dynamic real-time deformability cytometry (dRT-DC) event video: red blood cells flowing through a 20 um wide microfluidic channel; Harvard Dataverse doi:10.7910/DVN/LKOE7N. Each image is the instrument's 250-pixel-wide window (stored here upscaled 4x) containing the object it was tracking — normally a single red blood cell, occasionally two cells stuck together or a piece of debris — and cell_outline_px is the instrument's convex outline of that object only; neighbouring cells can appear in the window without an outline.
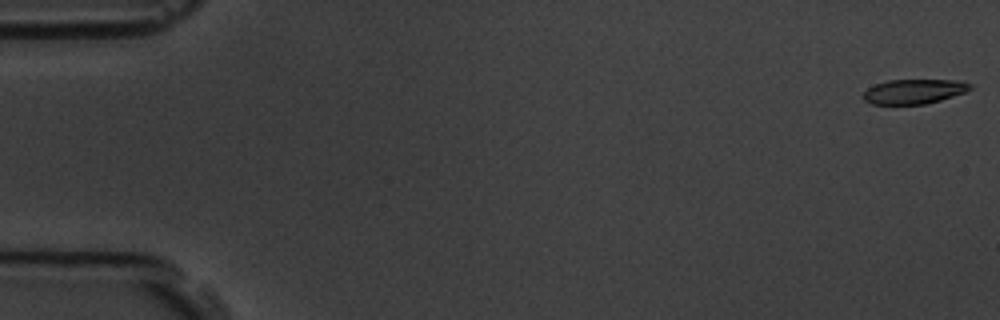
{"species": "common noctule bat (a hibernating species)", "species_latin": "Nyctalus noctula", "temperature_condition": "room temperature", "stored_images_in_passage": 58, "camera_frame_rate_fps": 3000, "um_per_image_px": 0.085, "animal": {"sex": "male", "body_mass_g": 19.5, "forearm_length_mm": 54.6}, "frame": {"image": 1, "passage_image": 1, "time_ms": 0.0, "image_size_px": [1000, 320], "cell_outline_px": [[972, 88], [964, 92], [940, 100], [924, 104], [872, 104], [864, 100], [864, 92], [868, 88], [876, 84], [888, 80], [960, 80], [972, 84]], "centroid_in_image_um": [77.7, 7.77], "position_along_channel_um": 7.3, "area_um2": 15.2}}
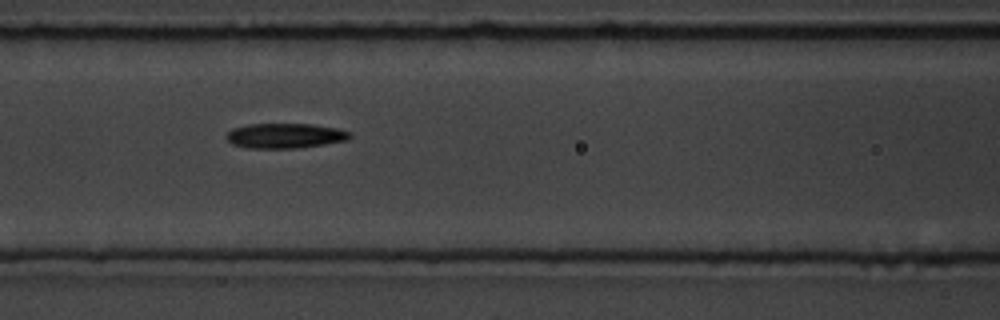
{"frame": {"image": 2, "passage_image": 25, "time_ms": 8.0, "image_size_px": [1000, 320], "cell_outline_px": [[352, 136], [348, 140], [300, 148], [244, 148], [232, 144], [224, 136], [232, 128], [248, 124], [312, 124], [336, 128], [352, 132]], "centroid_in_image_um": [24.22, 11.54], "position_along_channel_um": 142.4, "area_um2": 18.15}}
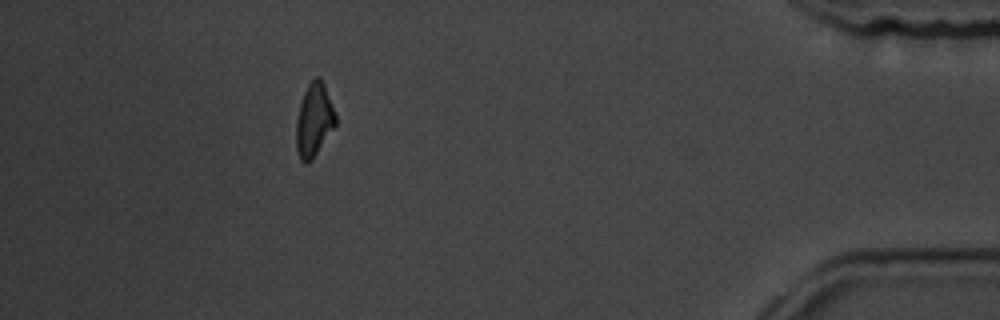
{"frame": {"image": 3, "passage_image": 52, "time_ms": 17.0, "image_size_px": [1000, 320], "cell_outline_px": [[336, 124], [312, 160], [304, 164], [300, 160], [296, 148], [296, 120], [300, 104], [304, 92], [308, 84], [316, 76], [320, 76], [324, 84], [336, 112]], "centroid_in_image_um": [26.69, 10.2], "position_along_channel_um": 408.5, "area_um2": 16.88}, "authors_computed_cell_mechanics": {"area_um2": 17.4556, "velocity_mm_per_s": 3.5619, "shape_relaxation_time_tau1_ms": 7.4215, "shape_relaxation_time_tau2_ms": null, "deformation_change_tau1": 0.1614, "deformation_change_tau2": null}}